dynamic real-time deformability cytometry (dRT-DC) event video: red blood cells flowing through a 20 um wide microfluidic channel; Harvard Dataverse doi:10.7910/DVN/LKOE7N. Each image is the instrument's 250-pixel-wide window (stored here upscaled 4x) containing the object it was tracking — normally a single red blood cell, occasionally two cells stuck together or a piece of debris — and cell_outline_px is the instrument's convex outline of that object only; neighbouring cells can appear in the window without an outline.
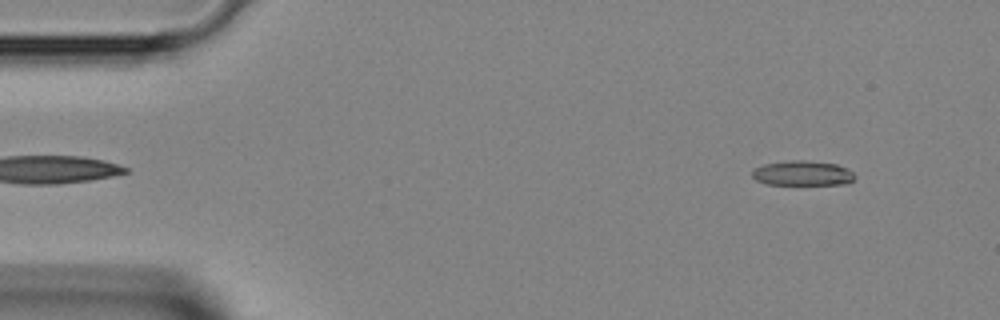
{"species": "Egyptian fruit bat (a non-hibernating species)", "species_latin": "Rousettus aegyptiacus", "temperature_condition": "room temperature", "stored_images_in_passage": 41, "camera_frame_rate_fps": 3000, "um_per_image_px": 0.085, "animal": {"sex": "female"}, "frame": {"image": 1, "passage_image": 2, "time_ms": 0.333, "image_size_px": [1000, 320], "cell_outline_px": [[856, 176], [848, 184], [768, 184], [756, 180], [752, 176], [752, 172], [756, 168], [764, 164], [792, 160], [800, 160], [836, 164], [848, 168]], "centroid_in_image_um": [68.24, 14.72], "position_along_channel_um": 16.8, "area_um2": 14.68}}
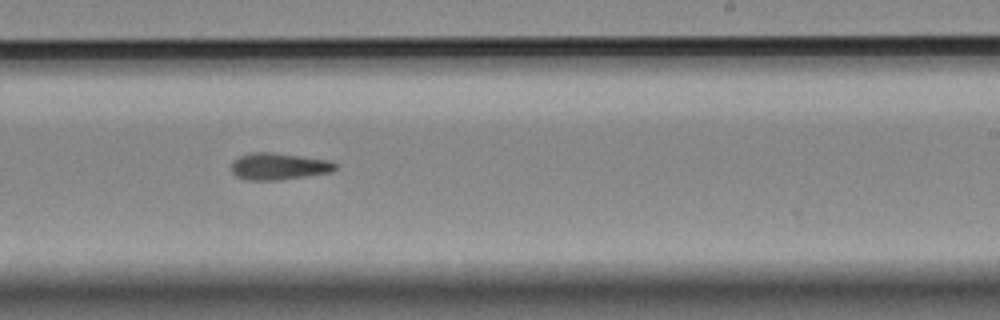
{"frame": {"image": 2, "passage_image": 24, "time_ms": 7.667, "image_size_px": [1000, 320], "cell_outline_px": [[336, 168], [332, 172], [280, 180], [244, 180], [236, 176], [232, 172], [232, 160], [240, 156], [252, 152], [272, 152], [332, 160], [336, 164]], "centroid_in_image_um": [23.7, 14.14], "position_along_channel_um": 265.3, "area_um2": 16.42}}
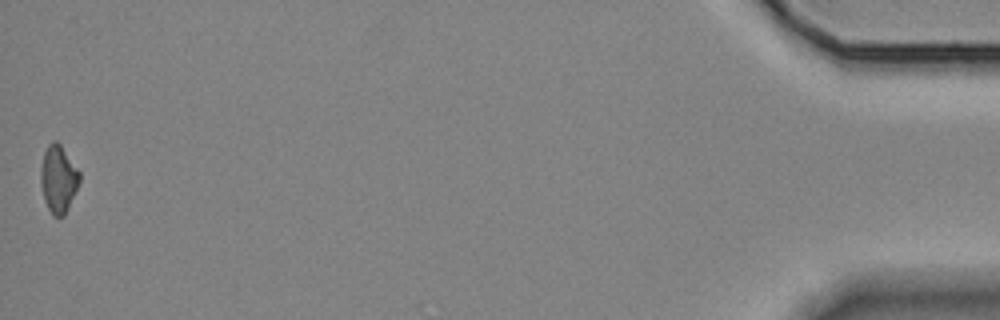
{"frame": {"image": 3, "passage_image": 41, "time_ms": 13.333, "image_size_px": [1000, 320], "cell_outline_px": [[80, 180], [68, 208], [64, 216], [52, 216], [44, 200], [40, 184], [40, 172], [44, 152], [48, 144], [52, 140], [56, 140], [60, 144], [80, 172]], "centroid_in_image_um": [4.94, 15.21], "position_along_channel_um": 430.3, "area_um2": 15.2}}